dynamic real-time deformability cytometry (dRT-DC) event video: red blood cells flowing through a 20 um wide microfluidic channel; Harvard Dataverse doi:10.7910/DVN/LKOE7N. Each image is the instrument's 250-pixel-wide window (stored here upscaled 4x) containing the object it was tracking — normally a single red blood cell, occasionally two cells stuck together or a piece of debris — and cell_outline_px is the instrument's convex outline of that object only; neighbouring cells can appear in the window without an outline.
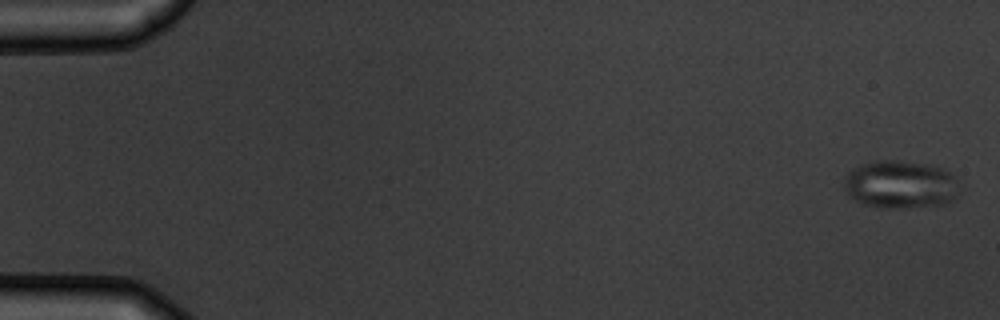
{"species": "common noctule bat (a hibernating species)", "species_latin": "Nyctalus noctula", "temperature_condition": "warm", "stored_images_in_passage": 7, "camera_frame_rate_fps": 3000, "um_per_image_px": 0.085, "animal": {"sex": "male", "body_mass_g": 19.5, "forearm_length_mm": 54.6}, "frame": {"image": 1, "passage_image": 1, "time_ms": 0.0, "image_size_px": [1000, 320], "cell_outline_px": [[956, 196], [948, 204], [904, 208], [876, 208], [860, 204], [848, 196], [844, 188], [844, 176], [852, 168], [860, 164], [880, 160], [896, 160], [928, 164], [940, 168], [956, 176]], "centroid_in_image_um": [76.47, 15.7], "position_along_channel_um": 8.5, "area_um2": 32.66}}